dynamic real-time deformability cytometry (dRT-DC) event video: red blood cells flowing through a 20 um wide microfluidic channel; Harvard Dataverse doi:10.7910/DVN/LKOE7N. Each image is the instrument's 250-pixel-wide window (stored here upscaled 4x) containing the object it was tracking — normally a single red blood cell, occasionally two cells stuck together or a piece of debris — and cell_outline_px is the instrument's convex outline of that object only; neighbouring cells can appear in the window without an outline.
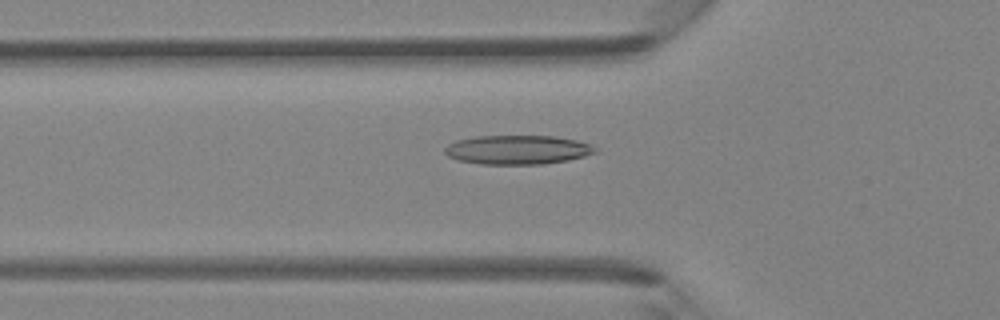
{"species": "Egyptian fruit bat (a non-hibernating species)", "species_latin": "Rousettus aegyptiacus", "temperature_condition": "room temperature", "stored_images_in_passage": 45, "camera_frame_rate_fps": 3000, "um_per_image_px": 0.085, "animal": {"sex": "female"}, "frame": {"image": 1, "passage_image": 15, "time_ms": 4.667, "image_size_px": [1000, 320], "cell_outline_px": [[600, 152], [568, 160], [544, 164], [480, 164], [456, 160], [448, 156], [444, 152], [444, 148], [448, 144], [456, 140], [476, 136], [556, 136], [576, 140], [588, 144], [596, 148]], "centroid_in_image_um": [43.97, 12.73], "position_along_channel_um": 81.8, "area_um2": 25.66}}
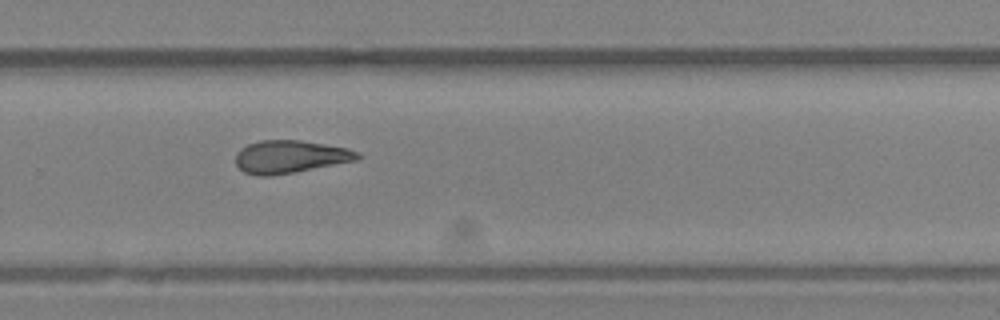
{"frame": {"image": 2, "passage_image": 30, "time_ms": 9.667, "image_size_px": [1000, 320], "cell_outline_px": [[360, 160], [292, 172], [268, 176], [256, 176], [244, 172], [236, 164], [236, 152], [240, 148], [248, 144], [260, 140], [300, 140], [348, 148], [356, 152], [360, 156]], "centroid_in_image_um": [24.64, 13.32], "position_along_channel_um": 305.2, "area_um2": 23.18}}
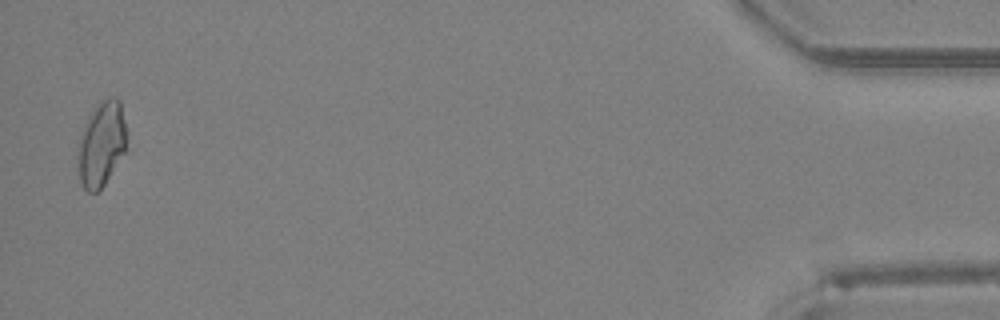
{"frame": {"image": 3, "passage_image": 44, "time_ms": 14.333, "image_size_px": [1000, 320], "cell_outline_px": [[128, 152], [104, 184], [96, 192], [88, 192], [84, 188], [80, 180], [80, 140], [88, 116], [108, 96], [116, 96], [120, 100], [124, 120]], "centroid_in_image_um": [8.71, 12.25], "position_along_channel_um": 426.5, "area_um2": 23.7}}